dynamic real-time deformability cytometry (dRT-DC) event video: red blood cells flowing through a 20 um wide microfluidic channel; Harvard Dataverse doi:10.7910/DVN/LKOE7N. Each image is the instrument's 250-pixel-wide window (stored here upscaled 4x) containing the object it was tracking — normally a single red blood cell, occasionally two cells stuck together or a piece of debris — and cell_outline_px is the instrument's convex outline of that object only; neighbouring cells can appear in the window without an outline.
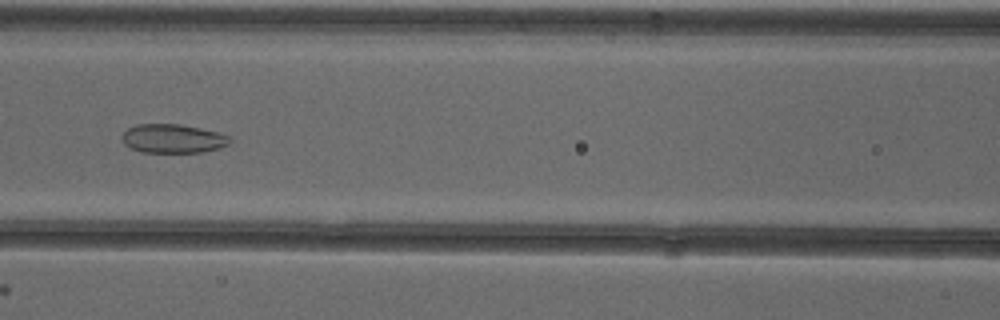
{"species": "common noctule bat (a hibernating species)", "species_latin": "Nyctalus noctula", "temperature_condition": "cold", "stored_images_in_passage": 44, "camera_frame_rate_fps": 3000, "um_per_image_px": 0.085, "animal": {"sex": "female"}, "frame": {"image": 1, "passage_image": 15, "time_ms": 4.667, "image_size_px": [1000, 320], "cell_outline_px": [[232, 140], [228, 144], [220, 148], [200, 152], [140, 152], [124, 144], [120, 136], [128, 128], [136, 124], [180, 124], [200, 128], [232, 136]], "centroid_in_image_um": [14.69, 11.77], "position_along_channel_um": 151.9, "area_um2": 18.21}}
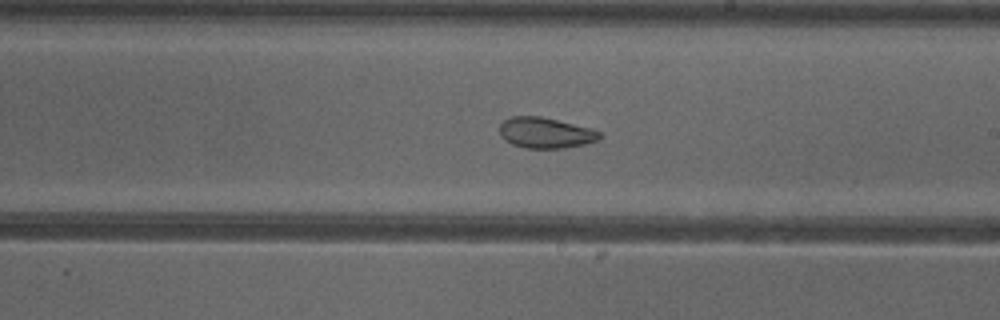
{"frame": {"image": 2, "passage_image": 22, "time_ms": 7.0, "image_size_px": [1000, 320], "cell_outline_px": [[600, 136], [596, 140], [584, 144], [564, 148], [524, 148], [512, 144], [504, 140], [500, 136], [500, 124], [504, 120], [512, 116], [540, 116], [592, 128], [600, 132]], "centroid_in_image_um": [46.33, 11.29], "position_along_channel_um": 242.7, "area_um2": 17.86}}
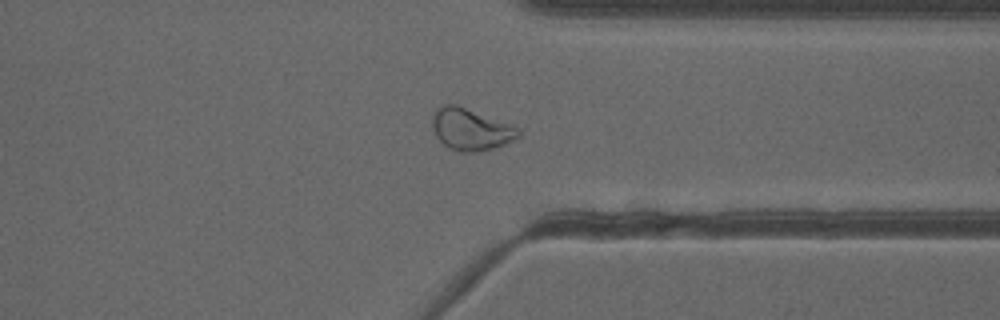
{"frame": {"image": 3, "passage_image": 32, "time_ms": 10.333, "image_size_px": [1000, 320], "cell_outline_px": [[520, 136], [504, 144], [492, 148], [472, 152], [460, 152], [448, 148], [436, 136], [432, 128], [432, 116], [436, 108], [444, 104], [456, 104], [512, 124], [520, 128]], "centroid_in_image_um": [40.0, 10.98], "position_along_channel_um": 371.4, "area_um2": 21.04}, "authors_computed_cell_mechanics": {"area_um2": 21.9929, "velocity_mm_per_s": 3.8929, "shape_relaxation_time_tau1_ms": null, "shape_relaxation_time_tau2_ms": 2.0336, "deformation_change_tau1": null, "deformation_change_tau2": 0.0719}}